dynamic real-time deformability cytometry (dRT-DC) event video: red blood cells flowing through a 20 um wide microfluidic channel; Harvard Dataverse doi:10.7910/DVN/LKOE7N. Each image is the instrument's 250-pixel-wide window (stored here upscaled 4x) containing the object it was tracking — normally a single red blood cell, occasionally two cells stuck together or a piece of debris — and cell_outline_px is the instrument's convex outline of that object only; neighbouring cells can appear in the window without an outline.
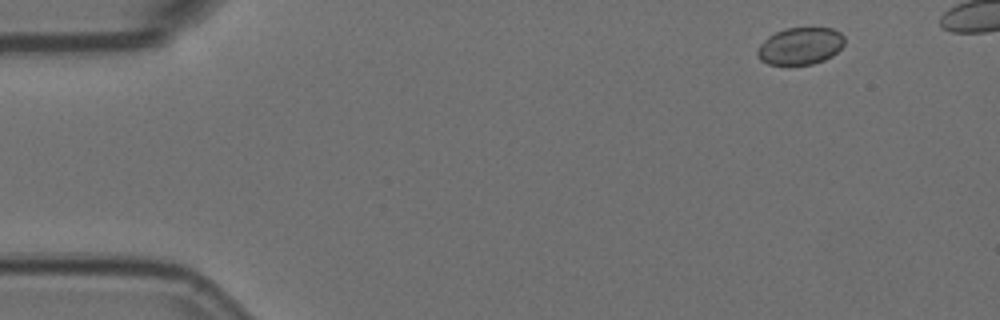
{"species": "Egyptian fruit bat (a non-hibernating species)", "species_latin": "Rousettus aegyptiacus", "temperature_condition": "room temperature", "stored_images_in_passage": 5, "camera_frame_rate_fps": 3000, "um_per_image_px": 0.085, "animal": {"sex": "female"}, "frame": {"image": 1, "passage_image": 1, "time_ms": 0.0, "image_size_px": [1000, 320], "cell_outline_px": [[844, 44], [832, 56], [824, 60], [812, 64], [768, 64], [760, 60], [756, 56], [756, 52], [760, 44], [768, 36], [776, 32], [788, 28], [832, 28], [840, 32], [844, 36]], "centroid_in_image_um": [68.01, 3.91], "position_along_channel_um": 17.0, "area_um2": 18.79}}